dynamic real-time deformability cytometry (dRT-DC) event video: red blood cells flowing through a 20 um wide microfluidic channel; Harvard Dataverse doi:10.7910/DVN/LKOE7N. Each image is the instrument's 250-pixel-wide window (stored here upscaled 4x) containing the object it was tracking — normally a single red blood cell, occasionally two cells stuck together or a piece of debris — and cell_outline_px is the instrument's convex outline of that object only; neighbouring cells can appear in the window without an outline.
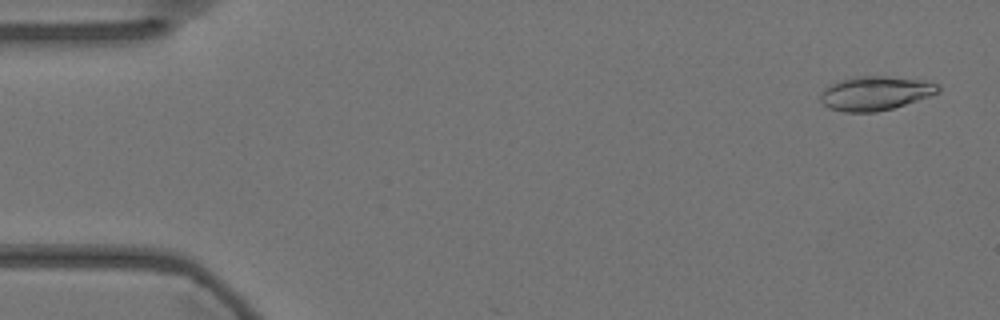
{"species": "Egyptian fruit bat (a non-hibernating species)", "species_latin": "Rousettus aegyptiacus", "temperature_condition": "warm", "stored_images_in_passage": 6, "camera_frame_rate_fps": 3000, "um_per_image_px": 0.085, "animal": {"sex": "female"}, "frame": {"image": 1, "passage_image": 2, "time_ms": 0.333, "image_size_px": [1000, 320], "cell_outline_px": [[940, 92], [892, 108], [876, 112], [844, 112], [828, 108], [820, 100], [820, 92], [824, 88], [840, 80], [852, 76], [884, 76], [924, 80], [936, 84], [940, 88]], "centroid_in_image_um": [74.35, 7.92], "position_along_channel_um": 10.6, "area_um2": 23.24}}